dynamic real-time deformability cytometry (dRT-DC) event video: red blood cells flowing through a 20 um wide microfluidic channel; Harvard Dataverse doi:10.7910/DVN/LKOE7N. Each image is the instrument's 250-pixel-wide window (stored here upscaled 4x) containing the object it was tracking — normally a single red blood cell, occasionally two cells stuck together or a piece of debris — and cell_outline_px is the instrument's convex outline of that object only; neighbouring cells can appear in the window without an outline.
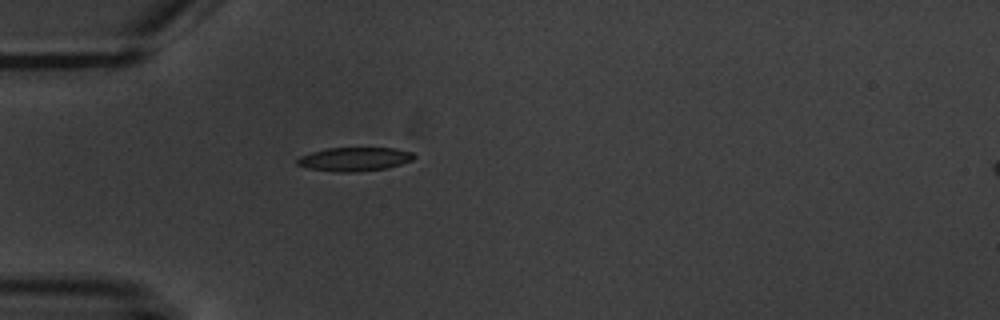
{"species": "common noctule bat (a hibernating species)", "species_latin": "Nyctalus noctula", "temperature_condition": "warm", "stored_images_in_passage": 1, "camera_frame_rate_fps": 3000, "um_per_image_px": 0.085, "animal": {"sex": "male", "body_mass_g": 20.1, "forearm_length_mm": 53.5}, "frame": {"image": 1, "passage_image": 1, "time_ms": 0.0, "image_size_px": [1000, 320], "cell_outline_px": [[416, 156], [412, 160], [388, 168], [356, 172], [332, 172], [308, 168], [296, 164], [296, 160], [300, 156], [312, 152], [328, 148], [396, 148], [412, 152]], "centroid_in_image_um": [30.13, 13.53], "position_along_channel_um": 54.9, "area_um2": 16.24}}